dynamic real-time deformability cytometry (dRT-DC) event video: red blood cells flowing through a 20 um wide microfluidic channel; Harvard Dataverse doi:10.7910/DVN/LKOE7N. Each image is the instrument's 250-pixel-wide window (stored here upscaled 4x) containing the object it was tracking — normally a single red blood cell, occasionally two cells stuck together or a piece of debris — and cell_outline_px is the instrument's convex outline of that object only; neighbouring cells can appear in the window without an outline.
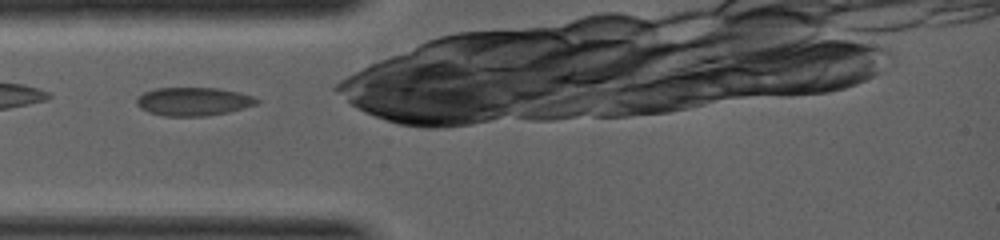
{"species": "common noctule bat (a hibernating species)", "species_latin": "Nyctalus noctula", "temperature_condition": "warm", "stored_images_in_passage": 2, "camera_frame_rate_fps": 5000, "um_per_image_px": 0.085, "animal": {"sex": "female", "body_mass_g": 19.0, "forearm_length_mm": 53.3}, "frame": {"image": 1, "passage_image": 1, "time_ms": 0.0, "image_size_px": [1000, 240], "cell_outline_px": [[260, 100], [256, 104], [228, 112], [208, 116], [164, 116], [148, 112], [140, 108], [136, 104], [136, 96], [144, 92], [156, 88], [220, 88], [240, 92], [252, 96]], "centroid_in_image_um": [16.41, 8.62], "position_along_channel_um": 68.6, "area_um2": 20.0}}
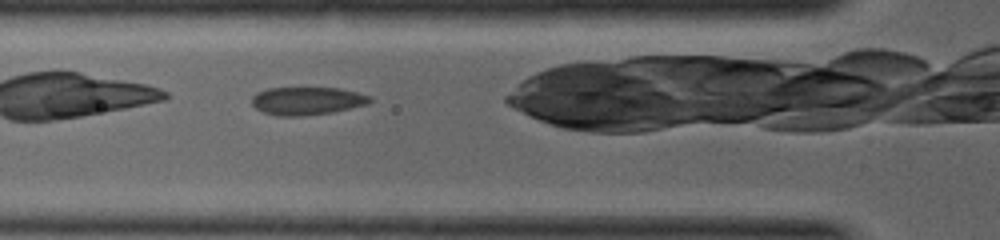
{"frame": {"image": 2, "passage_image": 2, "time_ms": 0.4, "image_size_px": [1000, 240], "cell_outline_px": [[372, 100], [368, 104], [332, 112], [304, 116], [276, 116], [264, 112], [256, 108], [252, 104], [252, 96], [256, 92], [268, 88], [340, 88], [372, 96]], "centroid_in_image_um": [26.09, 8.57], "position_along_channel_um": 99.7, "area_um2": 19.31}}